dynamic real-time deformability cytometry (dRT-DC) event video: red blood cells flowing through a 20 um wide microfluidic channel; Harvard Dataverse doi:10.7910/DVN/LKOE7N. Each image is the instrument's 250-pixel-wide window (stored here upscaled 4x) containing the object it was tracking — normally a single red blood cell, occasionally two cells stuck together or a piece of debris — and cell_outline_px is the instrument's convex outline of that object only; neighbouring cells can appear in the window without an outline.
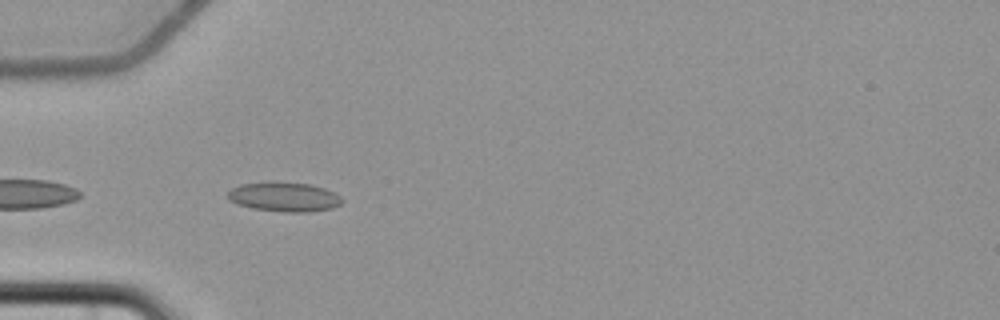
{"species": "common noctule bat (a hibernating species)", "species_latin": "Nyctalus noctula", "temperature_condition": "cold", "stored_images_in_passage": 8, "camera_frame_rate_fps": 3000, "um_per_image_px": 0.085, "animal": {"sex": "female", "body_mass_g": 22.7, "forearm_length_mm": 54.2}, "frame": {"image": 1, "passage_image": 6, "time_ms": 6.0, "image_size_px": [1000, 320], "cell_outline_px": [[344, 200], [340, 204], [332, 208], [308, 212], [284, 212], [252, 208], [236, 204], [228, 200], [228, 192], [232, 188], [240, 184], [272, 180], [308, 184], [324, 188], [340, 196]], "centroid_in_image_um": [24.11, 16.72], "position_along_channel_um": 60.9, "area_um2": 19.88}}
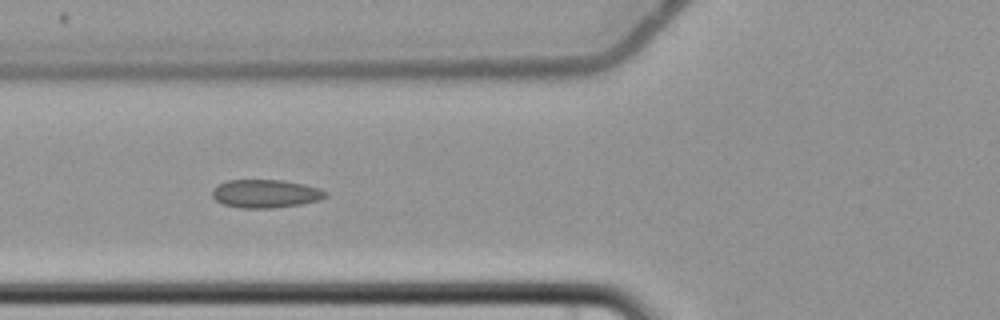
{"frame": {"image": 2, "passage_image": 7, "time_ms": 7.333, "image_size_px": [1000, 320], "cell_outline_px": [[328, 196], [320, 200], [300, 204], [272, 208], [240, 208], [224, 204], [216, 200], [212, 196], [212, 188], [228, 180], [284, 180], [304, 184], [320, 188], [328, 192]], "centroid_in_image_um": [22.6, 16.46], "position_along_channel_um": 103.2, "area_um2": 18.73}}
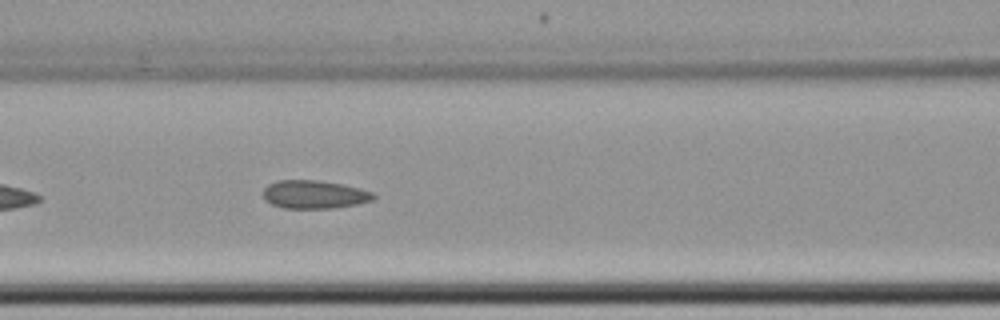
{"frame": {"image": 3, "passage_image": 8, "time_ms": 8.333, "image_size_px": [1000, 320], "cell_outline_px": [[376, 196], [372, 200], [356, 204], [332, 208], [284, 208], [272, 204], [264, 200], [264, 188], [268, 184], [276, 180], [320, 180], [360, 188], [372, 192]], "centroid_in_image_um": [26.69, 16.52], "position_along_channel_um": 139.9, "area_um2": 18.09}}